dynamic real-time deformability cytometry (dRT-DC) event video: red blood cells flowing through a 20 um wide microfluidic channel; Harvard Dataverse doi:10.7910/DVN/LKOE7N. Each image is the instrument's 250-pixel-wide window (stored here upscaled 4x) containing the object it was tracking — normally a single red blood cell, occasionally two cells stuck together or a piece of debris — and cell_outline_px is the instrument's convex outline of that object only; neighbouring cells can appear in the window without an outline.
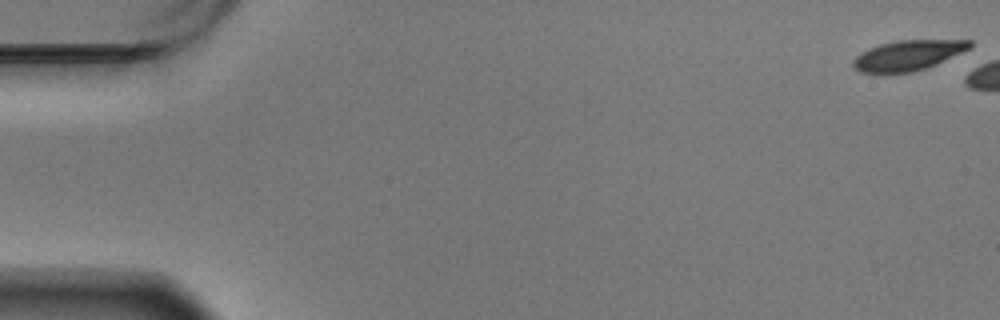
{"species": "Egyptian fruit bat (a non-hibernating species)", "species_latin": "Rousettus aegyptiacus", "temperature_condition": "warm", "stored_images_in_passage": 7, "camera_frame_rate_fps": 3000, "um_per_image_px": 0.085, "animal": {"sex": "male"}, "frame": {"image": 1, "passage_image": 1, "time_ms": 0.0, "image_size_px": [1000, 320], "cell_outline_px": [[972, 48], [936, 64], [912, 72], [884, 76], [876, 76], [860, 72], [852, 64], [852, 60], [856, 56], [880, 44], [896, 40], [972, 40]], "centroid_in_image_um": [77.15, 4.75], "position_along_channel_um": 7.9, "area_um2": 21.04}}